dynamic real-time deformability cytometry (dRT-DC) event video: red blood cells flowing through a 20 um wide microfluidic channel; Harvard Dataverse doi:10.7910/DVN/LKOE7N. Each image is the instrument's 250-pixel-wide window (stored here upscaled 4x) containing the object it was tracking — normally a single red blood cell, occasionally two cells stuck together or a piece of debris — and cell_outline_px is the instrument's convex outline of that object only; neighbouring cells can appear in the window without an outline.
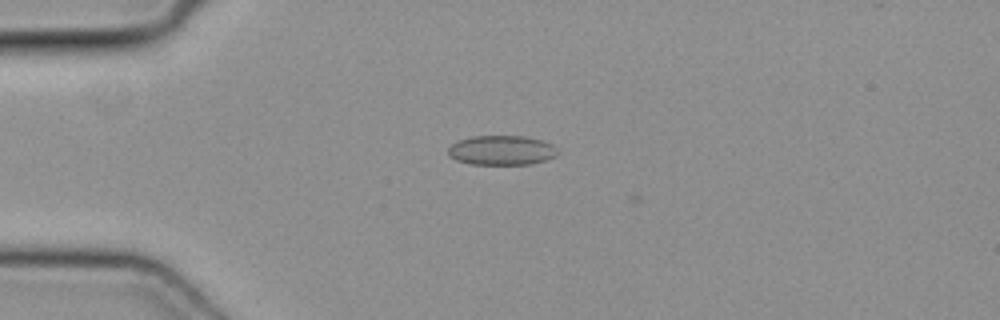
{"species": "common noctule bat (a hibernating species)", "species_latin": "Nyctalus noctula", "temperature_condition": "cold", "stored_images_in_passage": 35, "camera_frame_rate_fps": 3000, "um_per_image_px": 0.085, "animal": {"sex": "female", "body_mass_g": 19.3, "forearm_length_mm": 54.1}, "frame": {"image": 1, "passage_image": 1, "time_ms": 0.0, "image_size_px": [1000, 320], "cell_outline_px": [[560, 152], [556, 156], [548, 160], [532, 164], [472, 164], [456, 160], [448, 156], [448, 148], [456, 140], [472, 136], [524, 136], [544, 140], [552, 144]], "centroid_in_image_um": [42.66, 12.77], "position_along_channel_um": 42.3, "area_um2": 19.19}}
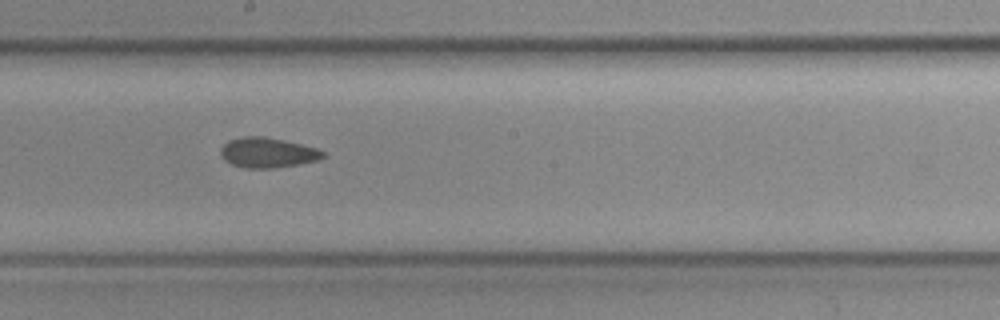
{"frame": {"image": 2, "passage_image": 16, "time_ms": 5.0, "image_size_px": [1000, 320], "cell_outline_px": [[328, 156], [320, 160], [272, 168], [248, 168], [232, 164], [224, 160], [220, 152], [220, 148], [228, 140], [244, 136], [264, 136], [284, 140], [316, 148], [324, 152]], "centroid_in_image_um": [22.75, 12.96], "position_along_channel_um": 225.4, "area_um2": 17.92}}
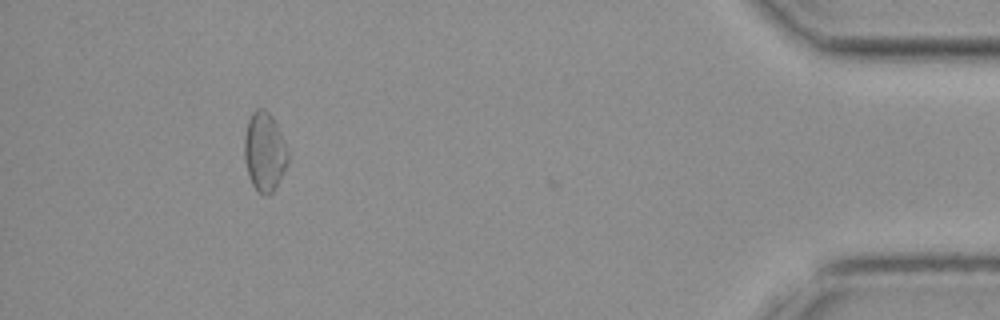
{"frame": {"image": 3, "passage_image": 34, "time_ms": 11.0, "image_size_px": [1000, 320], "cell_outline_px": [[288, 160], [272, 192], [264, 196], [256, 192], [248, 176], [244, 156], [244, 136], [248, 120], [252, 112], [256, 108], [264, 108], [272, 116], [280, 132], [288, 152]], "centroid_in_image_um": [22.44, 12.88], "position_along_channel_um": 412.8, "area_um2": 19.88}}